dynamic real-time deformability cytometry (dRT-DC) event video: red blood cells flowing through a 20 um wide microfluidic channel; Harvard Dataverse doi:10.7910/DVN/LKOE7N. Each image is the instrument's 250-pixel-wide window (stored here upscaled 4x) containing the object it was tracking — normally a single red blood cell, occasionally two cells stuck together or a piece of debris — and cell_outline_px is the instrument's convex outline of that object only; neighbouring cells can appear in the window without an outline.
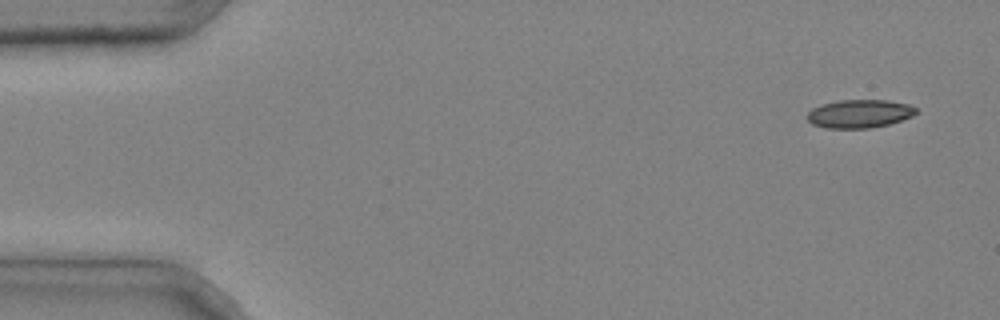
{"species": "common noctule bat (a hibernating species)", "species_latin": "Nyctalus noctula", "temperature_condition": "cold", "stored_images_in_passage": 4, "camera_frame_rate_fps": 3000, "um_per_image_px": 0.085, "animal": {"sex": "male", "body_mass_g": 20.4}, "frame": {"image": 1, "passage_image": 1, "time_ms": 0.0, "image_size_px": [1000, 320], "cell_outline_px": [[916, 112], [912, 116], [888, 124], [872, 128], [824, 128], [812, 124], [804, 116], [812, 108], [820, 104], [840, 100], [888, 100], [908, 104], [916, 108]], "centroid_in_image_um": [73.0, 9.66], "position_along_channel_um": 12.0, "area_um2": 18.03}}
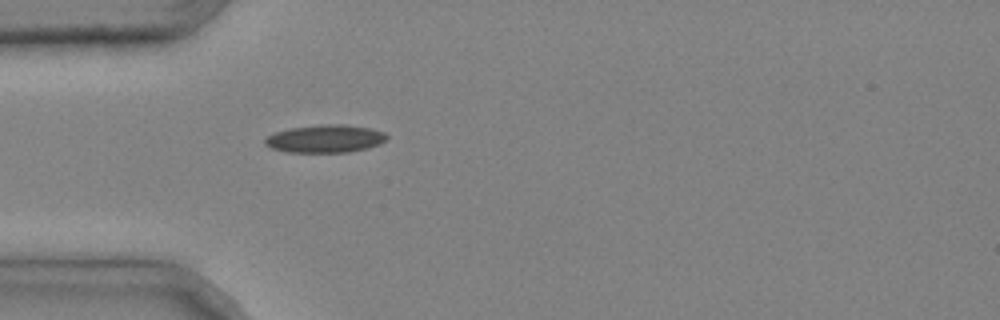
{"frame": {"image": 2, "passage_image": 4, "time_ms": 1.0, "image_size_px": [1000, 320], "cell_outline_px": [[388, 140], [380, 144], [368, 148], [348, 152], [284, 152], [272, 148], [264, 144], [264, 140], [268, 136], [276, 132], [292, 128], [324, 124], [344, 124], [368, 128], [384, 132], [388, 136]], "centroid_in_image_um": [27.67, 11.8], "position_along_channel_um": 57.3, "area_um2": 19.71}}